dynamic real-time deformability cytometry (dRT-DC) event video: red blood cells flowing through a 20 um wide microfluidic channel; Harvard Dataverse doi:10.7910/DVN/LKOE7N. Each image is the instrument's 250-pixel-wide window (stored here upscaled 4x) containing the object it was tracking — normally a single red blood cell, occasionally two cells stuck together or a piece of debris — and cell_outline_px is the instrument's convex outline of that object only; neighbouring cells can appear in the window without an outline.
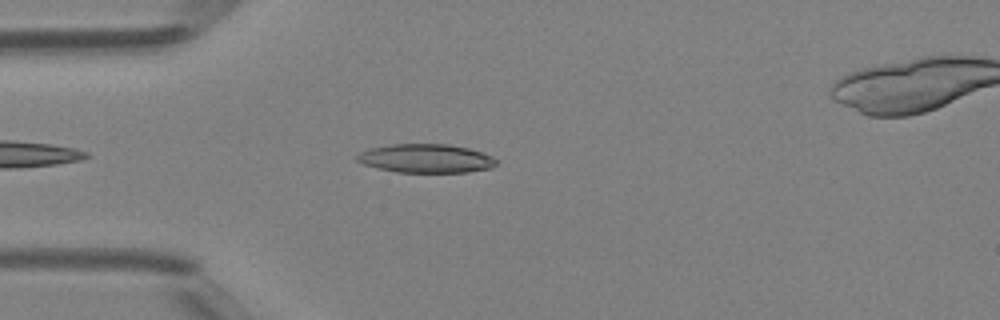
{"species": "Egyptian fruit bat (a non-hibernating species)", "species_latin": "Rousettus aegyptiacus", "temperature_condition": "room temperature", "stored_images_in_passage": 32, "camera_frame_rate_fps": 3000, "um_per_image_px": 0.085, "animal": {"sex": "female"}, "frame": {"image": 1, "passage_image": 4, "time_ms": 1.0, "image_size_px": [1000, 320], "cell_outline_px": [[496, 164], [492, 168], [468, 172], [396, 172], [364, 164], [356, 160], [356, 156], [360, 152], [368, 148], [392, 144], [448, 144], [468, 148], [484, 152], [492, 156], [496, 160]], "centroid_in_image_um": [36.22, 13.46], "position_along_channel_um": 48.8, "area_um2": 23.35}}
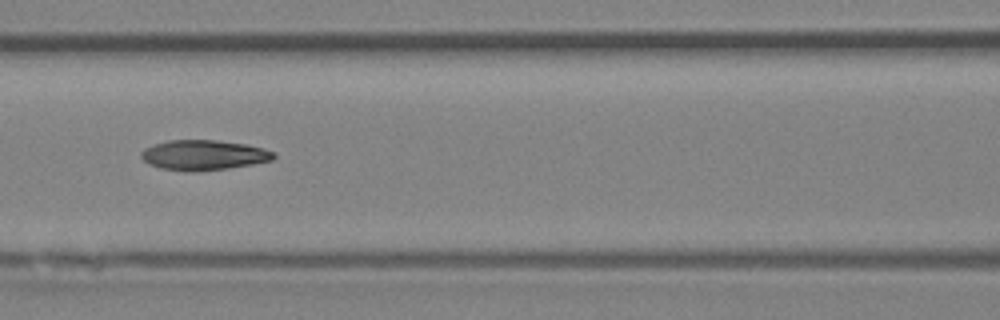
{"frame": {"image": 2, "passage_image": 12, "time_ms": 3.667, "image_size_px": [1000, 320], "cell_outline_px": [[276, 156], [272, 160], [252, 164], [228, 168], [196, 172], [188, 172], [160, 168], [148, 164], [140, 156], [140, 152], [144, 148], [168, 140], [216, 140], [244, 144], [264, 148], [272, 152]], "centroid_in_image_um": [17.27, 13.19], "position_along_channel_um": 149.3, "area_um2": 23.24}}
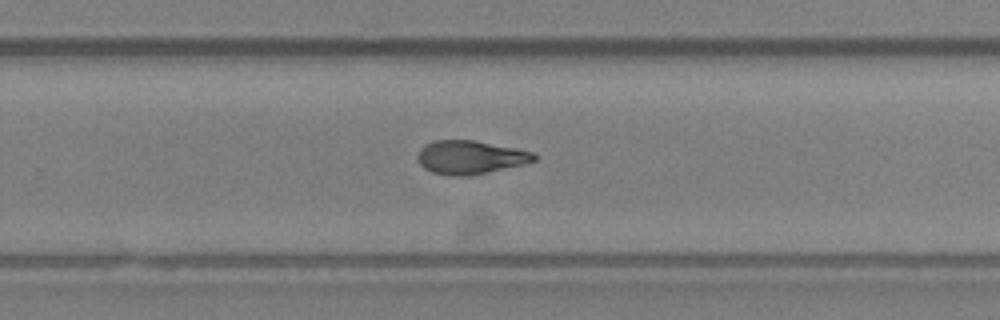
{"frame": {"image": 3, "passage_image": 22, "time_ms": 7.0, "image_size_px": [1000, 320], "cell_outline_px": [[536, 160], [524, 164], [468, 176], [452, 176], [432, 172], [424, 168], [420, 164], [416, 156], [420, 148], [424, 144], [436, 140], [472, 140], [516, 148], [532, 152], [536, 156]], "centroid_in_image_um": [39.93, 13.37], "position_along_channel_um": 289.9, "area_um2": 22.66}, "authors_computed_cell_mechanics": {"area_um2": 22.8888, "velocity_mm_per_s": 4.2544, "shape_relaxation_time_tau1_ms": 10.1311, "shape_relaxation_time_tau2_ms": 3.8177, "deformation_change_tau1": 0.273, "deformation_change_tau2": 0.1171}}